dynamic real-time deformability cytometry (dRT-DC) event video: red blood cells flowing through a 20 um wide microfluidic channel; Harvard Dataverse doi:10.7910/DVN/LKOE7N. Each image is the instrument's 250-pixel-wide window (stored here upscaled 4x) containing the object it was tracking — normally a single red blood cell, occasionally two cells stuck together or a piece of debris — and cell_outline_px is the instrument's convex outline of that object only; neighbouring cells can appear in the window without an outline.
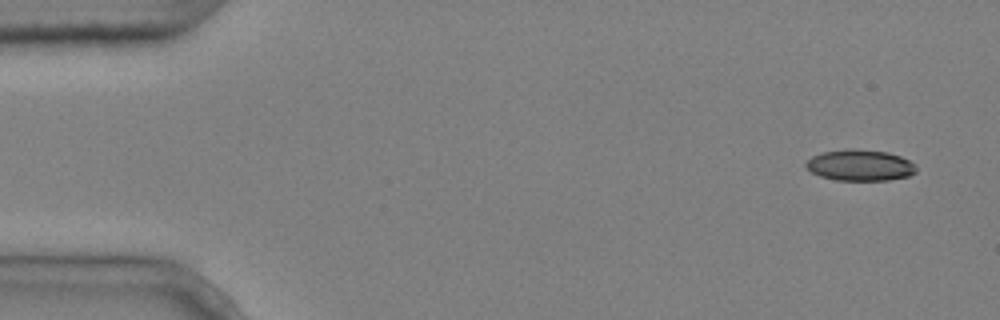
{"species": "common noctule bat (a hibernating species)", "species_latin": "Nyctalus noctula", "temperature_condition": "cold", "stored_images_in_passage": 5, "camera_frame_rate_fps": 3000, "um_per_image_px": 0.085, "animal": {"sex": "male", "body_mass_g": 20.4}, "frame": {"image": 1, "passage_image": 1, "time_ms": 0.0, "image_size_px": [1000, 320], "cell_outline_px": [[916, 172], [908, 176], [888, 180], [836, 180], [820, 176], [812, 172], [804, 164], [812, 156], [824, 152], [848, 148], [856, 148], [888, 152], [900, 156], [916, 164]], "centroid_in_image_um": [73.12, 14.03], "position_along_channel_um": 11.9, "area_um2": 20.06}}
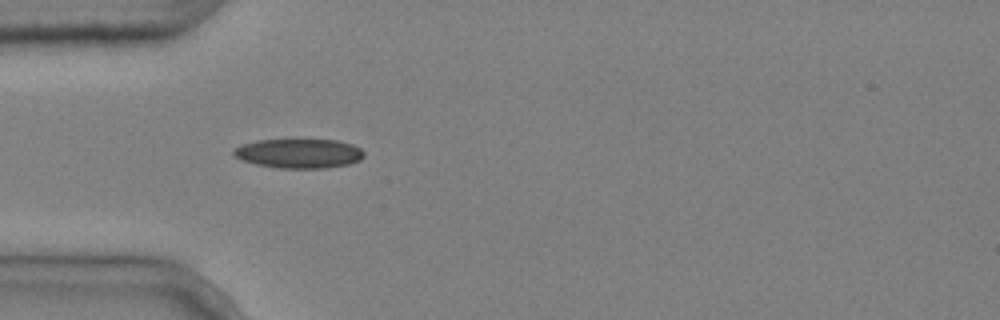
{"frame": {"image": 2, "passage_image": 4, "time_ms": 1.0, "image_size_px": [1000, 320], "cell_outline_px": [[364, 156], [360, 160], [348, 164], [328, 168], [280, 168], [256, 164], [240, 160], [232, 156], [232, 152], [240, 144], [256, 140], [336, 140], [352, 144], [360, 148], [364, 152]], "centroid_in_image_um": [25.38, 13.04], "position_along_channel_um": 59.6, "area_um2": 22.43}}